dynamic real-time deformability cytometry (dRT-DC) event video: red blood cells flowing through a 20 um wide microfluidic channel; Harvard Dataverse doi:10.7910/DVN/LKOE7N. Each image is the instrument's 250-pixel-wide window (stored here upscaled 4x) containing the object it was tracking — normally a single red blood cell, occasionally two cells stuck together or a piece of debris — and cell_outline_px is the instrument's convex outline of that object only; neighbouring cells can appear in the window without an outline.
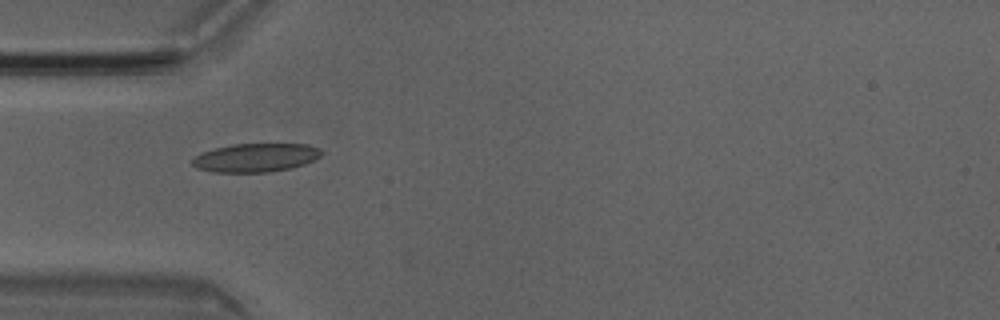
{"species": "Egyptian fruit bat (a non-hibernating species)", "species_latin": "Rousettus aegyptiacus", "temperature_condition": "room temperature", "stored_images_in_passage": 15, "camera_frame_rate_fps": 3000, "um_per_image_px": 0.085, "animal": {"sex": "male"}, "frame": {"image": 1, "passage_image": 1, "time_ms": 0.0, "image_size_px": [1000, 320], "cell_outline_px": [[324, 152], [320, 156], [304, 164], [288, 168], [268, 172], [212, 172], [196, 168], [192, 164], [192, 160], [200, 152], [232, 144], [308, 144], [320, 148]], "centroid_in_image_um": [21.72, 13.39], "position_along_channel_um": 63.3, "area_um2": 21.44}}
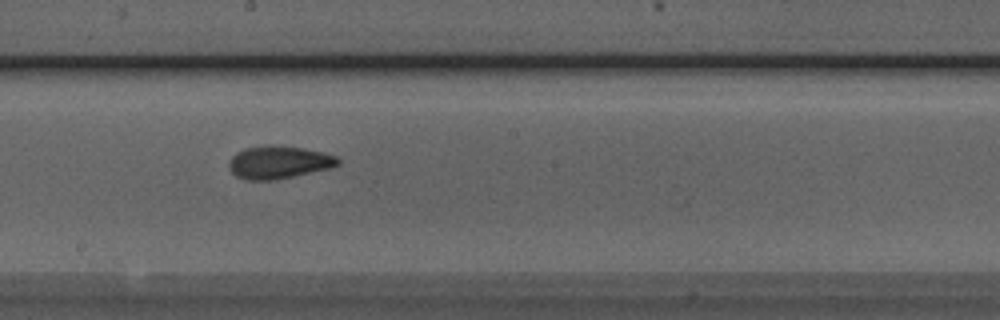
{"frame": {"image": 2, "passage_image": 13, "time_ms": 4.0, "image_size_px": [1000, 320], "cell_outline_px": [[340, 164], [328, 168], [292, 176], [272, 180], [248, 180], [236, 176], [232, 172], [228, 164], [232, 156], [236, 152], [244, 148], [268, 144], [304, 148], [324, 152], [336, 156], [340, 160]], "centroid_in_image_um": [23.67, 13.77], "position_along_channel_um": 224.5, "area_um2": 20.75}}